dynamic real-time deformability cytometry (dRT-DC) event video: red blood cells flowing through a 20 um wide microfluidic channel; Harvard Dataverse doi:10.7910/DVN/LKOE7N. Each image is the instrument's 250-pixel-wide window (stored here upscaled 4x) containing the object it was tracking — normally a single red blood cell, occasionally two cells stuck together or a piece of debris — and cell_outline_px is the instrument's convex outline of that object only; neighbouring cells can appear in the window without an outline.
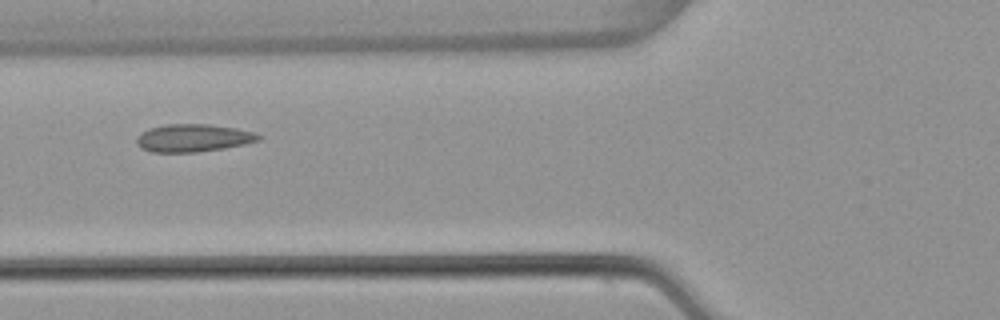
{"species": "common noctule bat (a hibernating species)", "species_latin": "Nyctalus noctula", "temperature_condition": "warm", "stored_images_in_passage": 6, "camera_frame_rate_fps": 3000, "um_per_image_px": 0.085, "animal": {"sex": "female", "body_mass_g": 22.7, "forearm_length_mm": 54.2}, "frame": {"image": 1, "passage_image": 4, "time_ms": 1.0, "image_size_px": [1000, 320], "cell_outline_px": [[260, 140], [244, 144], [224, 148], [196, 152], [152, 152], [140, 148], [136, 144], [136, 140], [148, 128], [168, 124], [208, 124], [236, 128], [252, 132], [260, 136]], "centroid_in_image_um": [16.4, 11.73], "position_along_channel_um": 109.4, "area_um2": 19.48}}
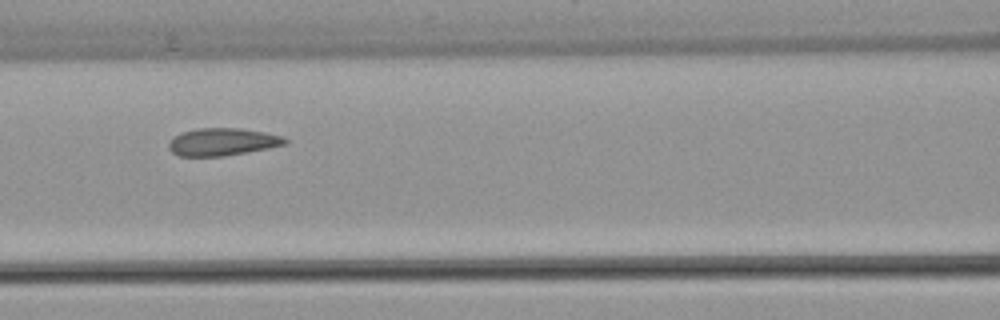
{"frame": {"image": 2, "passage_image": 5, "time_ms": 1.333, "image_size_px": [1000, 320], "cell_outline_px": [[288, 144], [248, 152], [224, 156], [180, 156], [172, 152], [168, 148], [168, 144], [176, 136], [184, 132], [196, 128], [240, 128], [264, 132], [284, 136], [288, 140]], "centroid_in_image_um": [18.96, 12.06], "position_along_channel_um": 147.6, "area_um2": 18.61}}
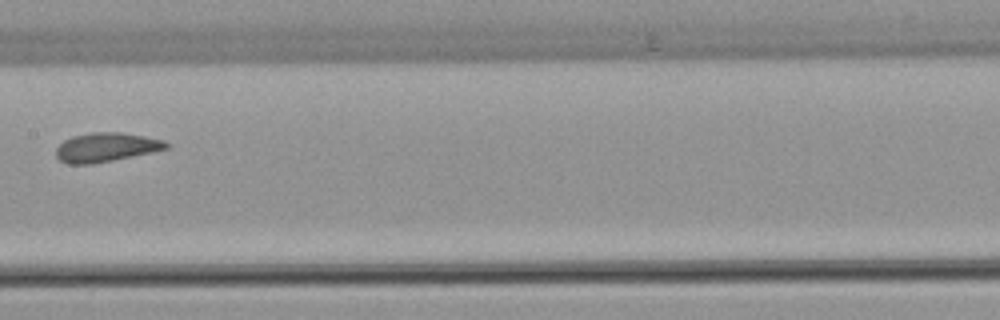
{"frame": {"image": 3, "passage_image": 6, "time_ms": 1.667, "image_size_px": [1000, 320], "cell_outline_px": [[168, 148], [152, 152], [92, 164], [68, 164], [60, 160], [56, 156], [56, 148], [64, 140], [72, 136], [92, 132], [124, 132], [164, 140], [168, 144]], "centroid_in_image_um": [9.0, 12.51], "position_along_channel_um": 198.4, "area_um2": 18.61}}